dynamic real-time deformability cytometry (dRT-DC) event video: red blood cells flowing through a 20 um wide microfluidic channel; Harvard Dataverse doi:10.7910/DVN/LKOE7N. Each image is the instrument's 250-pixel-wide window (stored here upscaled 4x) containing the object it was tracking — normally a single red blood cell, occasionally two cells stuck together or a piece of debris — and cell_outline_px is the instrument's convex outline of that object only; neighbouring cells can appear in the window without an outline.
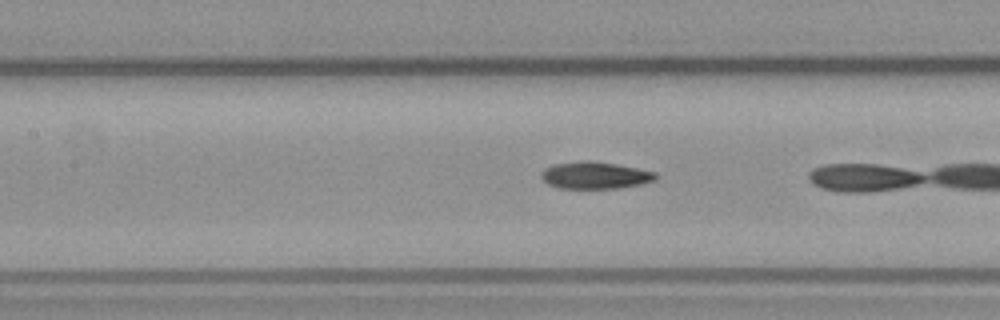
{"species": "common noctule bat (a hibernating species)", "species_latin": "Nyctalus noctula", "temperature_condition": "warm", "stored_images_in_passage": 32, "camera_frame_rate_fps": 3000, "um_per_image_px": 0.085, "animal": {"sex": "male", "body_mass_g": 23.1, "forearm_length_mm": 52.7}, "frame": {"image": 1, "passage_image": 17, "time_ms": 5.333, "image_size_px": [1000, 320], "cell_outline_px": [[660, 176], [656, 180], [640, 184], [620, 188], [556, 188], [548, 184], [540, 176], [540, 172], [544, 168], [552, 164], [580, 160], [588, 160], [616, 164], [656, 172]], "centroid_in_image_um": [50.56, 14.89], "position_along_channel_um": 156.8, "area_um2": 18.26}}